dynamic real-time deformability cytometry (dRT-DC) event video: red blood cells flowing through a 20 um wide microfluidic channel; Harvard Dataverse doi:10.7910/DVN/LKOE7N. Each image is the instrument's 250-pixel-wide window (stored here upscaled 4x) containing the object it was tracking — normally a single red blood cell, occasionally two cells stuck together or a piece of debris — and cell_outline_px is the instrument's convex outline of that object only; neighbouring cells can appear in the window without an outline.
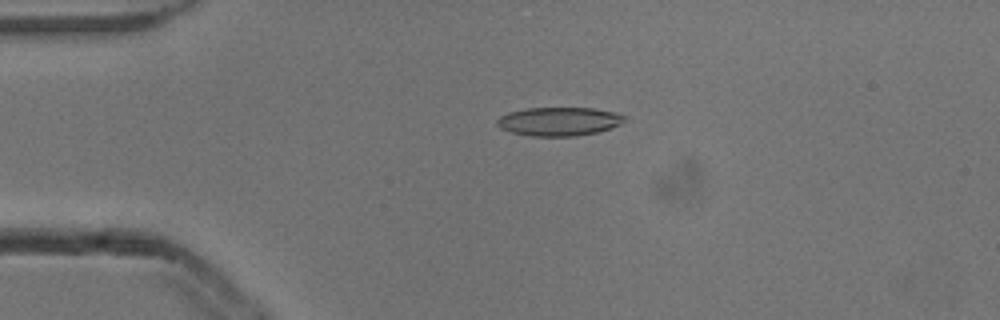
{"species": "common noctule bat (a hibernating species)", "species_latin": "Nyctalus noctula", "temperature_condition": "cold", "stored_images_in_passage": 4, "camera_frame_rate_fps": 3000, "um_per_image_px": 0.085, "animal": {"sex": "male", "body_mass_g": 13.3}, "frame": {"image": 1, "passage_image": 3, "time_ms": 0.667, "image_size_px": [1000, 320], "cell_outline_px": [[628, 116], [620, 124], [612, 128], [596, 132], [576, 136], [532, 136], [512, 132], [500, 128], [496, 124], [496, 120], [500, 116], [508, 112], [528, 108], [592, 108], [616, 112]], "centroid_in_image_um": [47.53, 10.32], "position_along_channel_um": 37.5, "area_um2": 21.33}}